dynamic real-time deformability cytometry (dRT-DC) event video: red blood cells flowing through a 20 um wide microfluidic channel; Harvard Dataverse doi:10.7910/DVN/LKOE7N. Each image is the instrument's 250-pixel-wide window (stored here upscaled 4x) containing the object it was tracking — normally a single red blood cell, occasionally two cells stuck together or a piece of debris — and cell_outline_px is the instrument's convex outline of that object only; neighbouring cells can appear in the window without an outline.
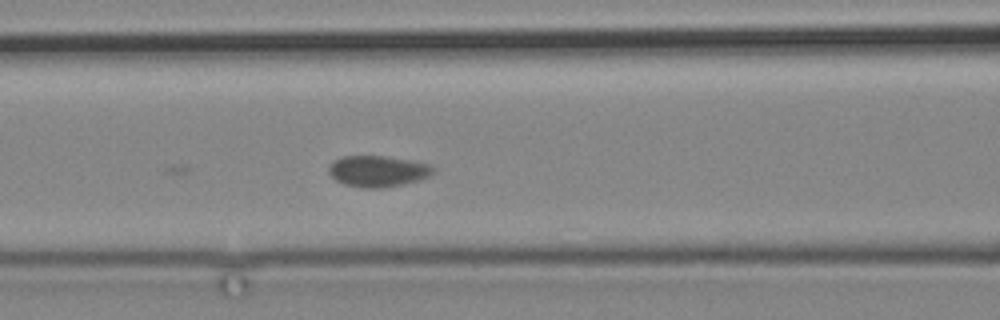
{"species": "common noctule bat (a hibernating species)", "species_latin": "Nyctalus noctula", "temperature_condition": "cold", "stored_images_in_passage": 3, "camera_frame_rate_fps": 3000, "um_per_image_px": 0.085, "animal": {"sex": "male", "body_mass_g": 19.2, "forearm_length_mm": 51.8}, "frame": {"image": 1, "passage_image": 3, "time_ms": 2.333, "image_size_px": [1000, 320], "cell_outline_px": [[436, 168], [428, 176], [420, 180], [404, 184], [384, 188], [360, 188], [344, 184], [336, 180], [328, 172], [328, 168], [332, 160], [340, 156], [384, 156], [408, 160], [428, 164]], "centroid_in_image_um": [32.07, 14.56], "position_along_channel_um": 134.5, "area_um2": 19.07}}